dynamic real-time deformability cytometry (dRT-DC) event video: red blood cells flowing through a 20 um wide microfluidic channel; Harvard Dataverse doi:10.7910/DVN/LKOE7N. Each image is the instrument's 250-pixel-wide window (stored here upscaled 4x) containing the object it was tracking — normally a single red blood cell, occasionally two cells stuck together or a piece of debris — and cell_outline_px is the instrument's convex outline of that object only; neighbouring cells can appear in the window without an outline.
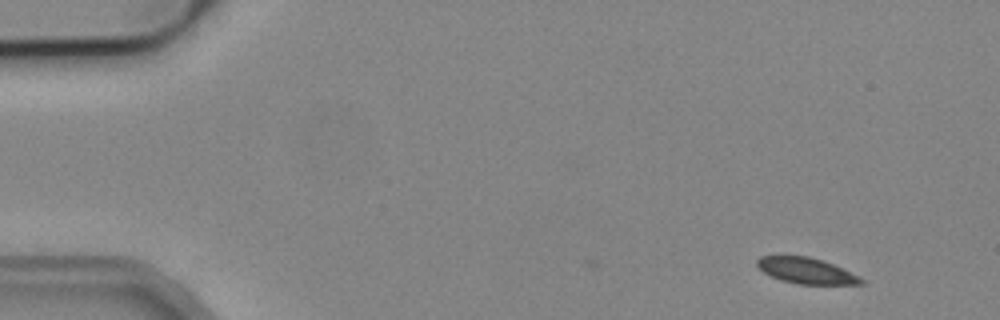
{"species": "common noctule bat (a hibernating species)", "species_latin": "Nyctalus noctula", "temperature_condition": "cold", "stored_images_in_passage": 6, "camera_frame_rate_fps": 3000, "um_per_image_px": 0.085, "animal": {"sex": "male", "body_mass_g": 19.2, "forearm_length_mm": 51.8}, "frame": {"image": 1, "passage_image": 1, "time_ms": 0.0, "image_size_px": [1000, 320], "cell_outline_px": [[864, 284], [796, 284], [780, 280], [764, 272], [756, 264], [756, 260], [760, 256], [776, 252], [808, 256], [832, 264], [860, 276], [864, 280]], "centroid_in_image_um": [68.44, 22.96], "position_along_channel_um": 16.6, "area_um2": 16.24}}